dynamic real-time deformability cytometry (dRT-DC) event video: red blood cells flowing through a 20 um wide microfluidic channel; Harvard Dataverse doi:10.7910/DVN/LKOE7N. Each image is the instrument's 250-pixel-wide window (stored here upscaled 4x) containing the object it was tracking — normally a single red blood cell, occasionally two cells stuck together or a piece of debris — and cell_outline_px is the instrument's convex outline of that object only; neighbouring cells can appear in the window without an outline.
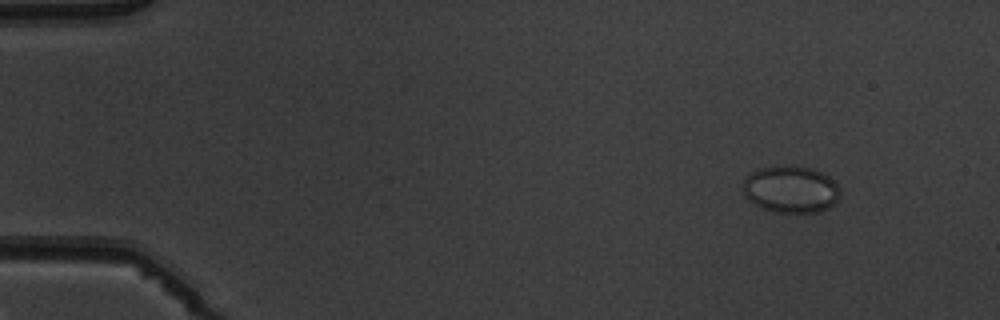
{"species": "common noctule bat (a hibernating species)", "species_latin": "Nyctalus noctula", "temperature_condition": "warm", "stored_images_in_passage": 5, "camera_frame_rate_fps": 3000, "um_per_image_px": 0.085, "animal": {"sex": "male", "body_mass_g": 19.5, "forearm_length_mm": 54.6}, "frame": {"image": 1, "passage_image": 1, "time_ms": 0.0, "image_size_px": [1000, 320], "cell_outline_px": [[840, 196], [836, 204], [820, 212], [772, 212], [760, 208], [748, 200], [744, 196], [744, 176], [756, 168], [812, 168], [828, 176], [840, 188]], "centroid_in_image_um": [67.21, 16.14], "position_along_channel_um": 17.8, "area_um2": 26.41}}